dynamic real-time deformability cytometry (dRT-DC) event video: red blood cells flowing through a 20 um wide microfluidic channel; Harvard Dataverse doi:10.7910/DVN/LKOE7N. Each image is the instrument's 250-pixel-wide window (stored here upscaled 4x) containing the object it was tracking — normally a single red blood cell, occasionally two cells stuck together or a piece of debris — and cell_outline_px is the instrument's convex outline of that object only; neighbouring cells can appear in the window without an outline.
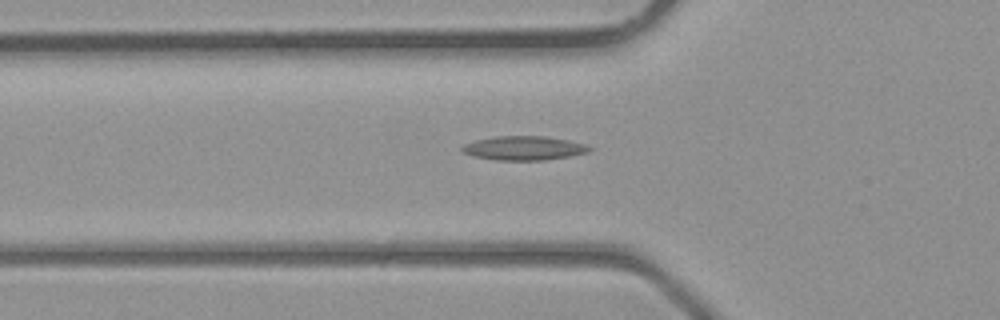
{"species": "common noctule bat (a hibernating species)", "species_latin": "Nyctalus noctula", "temperature_condition": "room temperature", "stored_images_in_passage": 27, "camera_frame_rate_fps": 3000, "um_per_image_px": 0.085, "animal": {"sex": "male", "body_mass_g": 23.1, "forearm_length_mm": 52.7}, "frame": {"image": 1, "passage_image": 2, "time_ms": 0.333, "image_size_px": [1000, 320], "cell_outline_px": [[596, 148], [588, 152], [572, 156], [544, 160], [496, 160], [472, 156], [460, 152], [460, 148], [464, 144], [476, 140], [496, 136], [544, 136], [568, 140], [588, 144]], "centroid_in_image_um": [44.56, 12.59], "position_along_channel_um": 81.2, "area_um2": 18.15}}
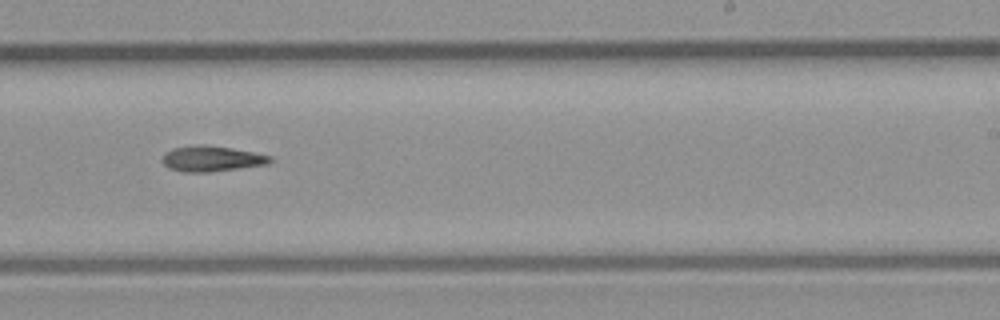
{"frame": {"image": 2, "passage_image": 13, "time_ms": 4.0, "image_size_px": [1000, 320], "cell_outline_px": [[272, 160], [268, 164], [208, 172], [184, 172], [168, 168], [160, 160], [160, 156], [164, 152], [172, 148], [196, 144], [204, 144], [232, 148], [272, 156]], "centroid_in_image_um": [17.91, 13.47], "position_along_channel_um": 271.1, "area_um2": 16.24}}
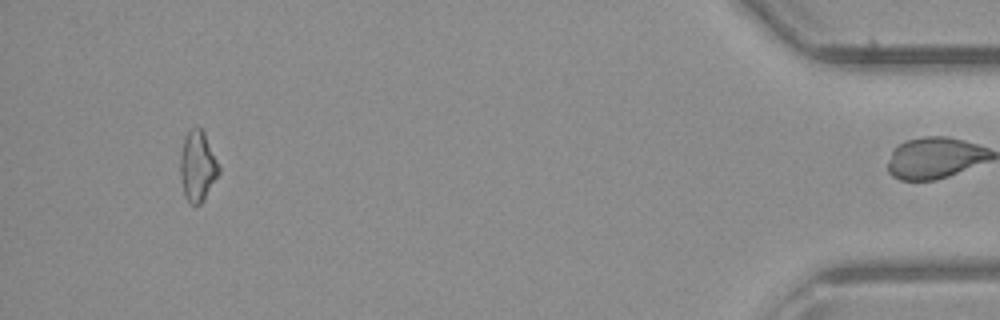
{"frame": {"image": 3, "passage_image": 26, "time_ms": 8.333, "image_size_px": [1000, 320], "cell_outline_px": [[220, 172], [204, 200], [196, 208], [188, 200], [184, 192], [180, 172], [180, 156], [184, 140], [188, 132], [192, 128], [200, 128], [204, 132], [220, 168]], "centroid_in_image_um": [16.8, 14.16], "position_along_channel_um": 418.4, "area_um2": 15.55}}